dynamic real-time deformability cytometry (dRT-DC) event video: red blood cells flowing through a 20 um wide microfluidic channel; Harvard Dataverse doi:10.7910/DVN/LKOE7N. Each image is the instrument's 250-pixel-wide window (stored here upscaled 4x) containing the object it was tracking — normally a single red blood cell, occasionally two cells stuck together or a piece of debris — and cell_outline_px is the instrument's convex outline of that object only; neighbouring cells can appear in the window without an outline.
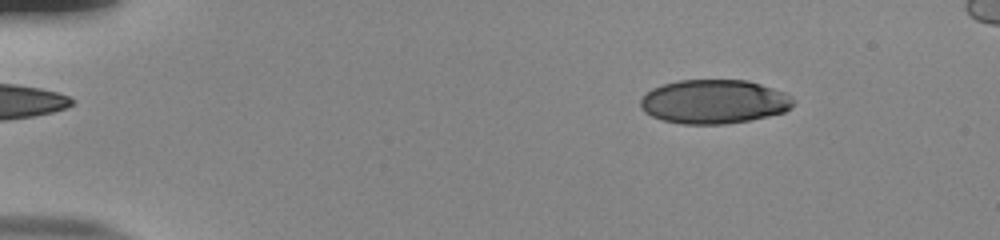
{"species": "human", "species_latin": "Homo sapiens", "temperature_condition": "room temperature", "stored_images_in_passage": 53, "camera_frame_rate_fps": 3000, "um_per_image_px": 0.085, "donor": {"sex": "male"}, "frame": {"image": 1, "passage_image": 7, "time_ms": 2.0, "image_size_px": [1000, 240], "cell_outline_px": [[792, 104], [784, 112], [748, 120], [724, 124], [684, 124], [664, 120], [652, 116], [640, 104], [640, 100], [652, 88], [664, 84], [680, 80], [748, 80], [760, 84], [780, 92], [792, 100]], "centroid_in_image_um": [60.64, 8.64], "position_along_channel_um": 24.4, "area_um2": 38.26}}
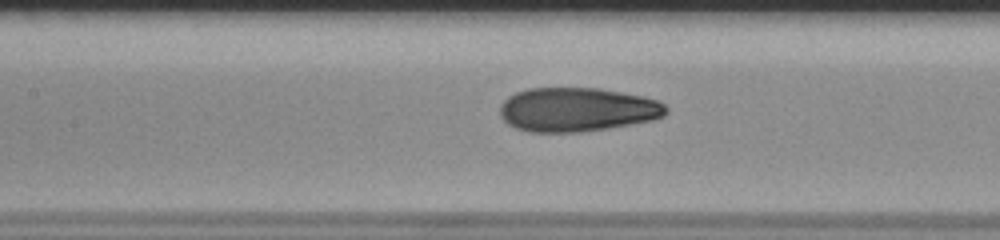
{"frame": {"image": 2, "passage_image": 25, "time_ms": 8.0, "image_size_px": [1000, 240], "cell_outline_px": [[668, 112], [664, 116], [652, 120], [580, 132], [532, 132], [516, 128], [508, 124], [500, 116], [500, 108], [504, 100], [508, 96], [516, 92], [528, 88], [596, 88], [620, 92], [640, 96], [656, 100], [664, 104], [668, 108]], "centroid_in_image_um": [49.02, 9.31], "position_along_channel_um": 158.4, "area_um2": 42.31}}
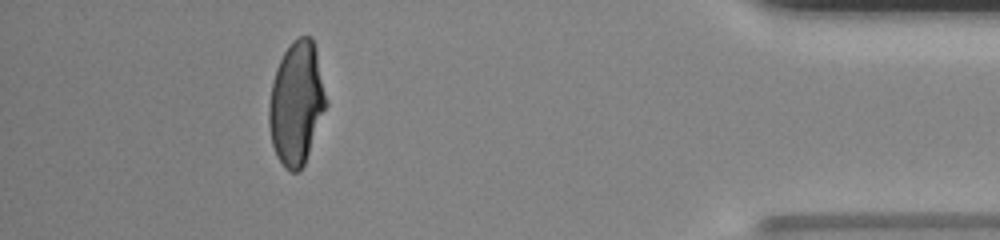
{"frame": {"image": 3, "passage_image": 48, "time_ms": 15.667, "image_size_px": [1000, 240], "cell_outline_px": [[328, 104], [304, 164], [296, 172], [292, 172], [284, 168], [276, 156], [272, 144], [268, 124], [268, 104], [272, 84], [276, 68], [284, 52], [292, 40], [300, 36], [312, 36], [316, 48]], "centroid_in_image_um": [25.19, 8.76], "position_along_channel_um": 410.0, "area_um2": 41.15}, "authors_computed_cell_mechanics": {"area_um2": 41.2114, "velocity_mm_per_s": 3.8801, "shape_relaxation_time_tau1_ms": 9.4985, "shape_relaxation_time_tau2_ms": 0.9387, "deformation_change_tau1": 0.2911, "deformation_change_tau2": 0.0711}}